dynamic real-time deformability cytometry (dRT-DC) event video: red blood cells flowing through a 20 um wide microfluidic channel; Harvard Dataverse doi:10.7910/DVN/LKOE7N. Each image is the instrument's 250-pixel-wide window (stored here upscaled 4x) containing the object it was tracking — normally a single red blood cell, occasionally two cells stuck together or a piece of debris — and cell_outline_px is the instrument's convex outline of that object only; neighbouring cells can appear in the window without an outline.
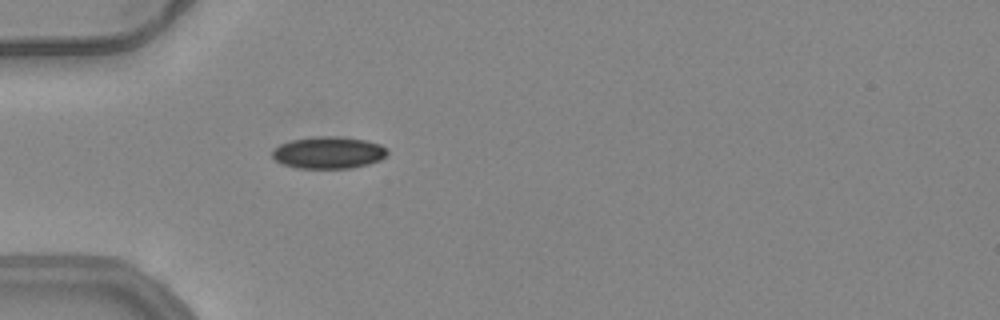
{"species": "common noctule bat (a hibernating species)", "species_latin": "Nyctalus noctula", "temperature_condition": "warm", "stored_images_in_passage": 53, "camera_frame_rate_fps": 3000, "um_per_image_px": 0.085, "animal": {"sex": "female", "body_mass_g": 24.6, "forearm_length_mm": 56.2}, "frame": {"image": 1, "passage_image": 17, "time_ms": 5.333, "image_size_px": [1000, 320], "cell_outline_px": [[388, 152], [380, 160], [368, 164], [348, 168], [296, 168], [284, 164], [276, 160], [272, 156], [272, 152], [280, 144], [292, 140], [316, 136], [340, 136], [368, 140], [380, 144], [388, 148]], "centroid_in_image_um": [27.96, 12.96], "position_along_channel_um": 57.0, "area_um2": 21.44}}
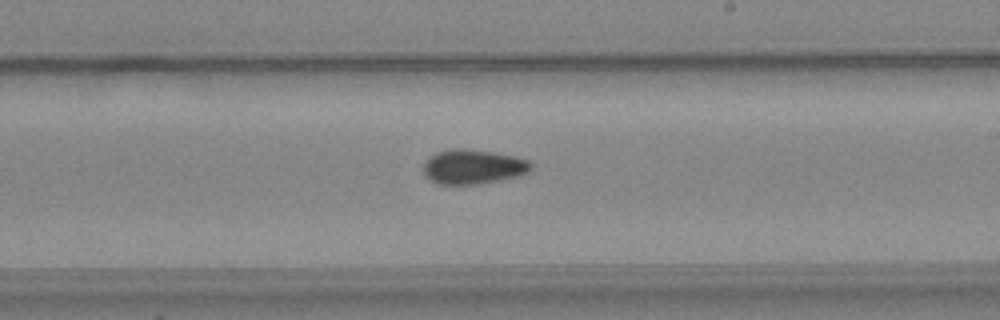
{"frame": {"image": 2, "passage_image": 32, "time_ms": 10.333, "image_size_px": [1000, 320], "cell_outline_px": [[532, 168], [528, 172], [520, 176], [480, 184], [436, 184], [428, 180], [424, 176], [424, 160], [428, 156], [436, 152], [452, 148], [464, 148], [492, 152], [512, 156], [528, 160], [532, 164]], "centroid_in_image_um": [40.16, 14.18], "position_along_channel_um": 248.8, "area_um2": 21.96}}
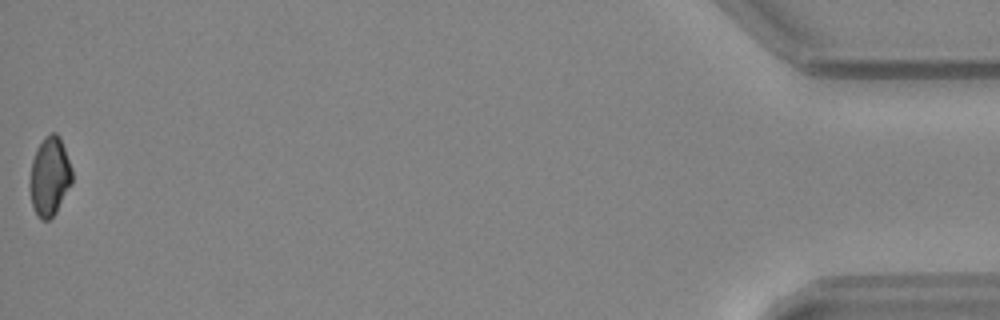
{"frame": {"image": 3, "passage_image": 53, "time_ms": 17.333, "image_size_px": [1000, 320], "cell_outline_px": [[72, 184], [56, 212], [48, 220], [40, 220], [32, 204], [28, 188], [28, 184], [32, 160], [36, 148], [44, 136], [52, 132], [56, 132], [60, 136], [72, 168]], "centroid_in_image_um": [4.21, 14.97], "position_along_channel_um": 431.0, "area_um2": 19.77}, "authors_computed_cell_mechanics": {"area_um2": 20.4612, "velocity_mm_per_s": 3.9738, "shape_relaxation_time_tau1_ms": 6.6822, "shape_relaxation_time_tau2_ms": 3.954, "deformation_change_tau1": 0.1262, "deformation_change_tau2": 0.0801}}